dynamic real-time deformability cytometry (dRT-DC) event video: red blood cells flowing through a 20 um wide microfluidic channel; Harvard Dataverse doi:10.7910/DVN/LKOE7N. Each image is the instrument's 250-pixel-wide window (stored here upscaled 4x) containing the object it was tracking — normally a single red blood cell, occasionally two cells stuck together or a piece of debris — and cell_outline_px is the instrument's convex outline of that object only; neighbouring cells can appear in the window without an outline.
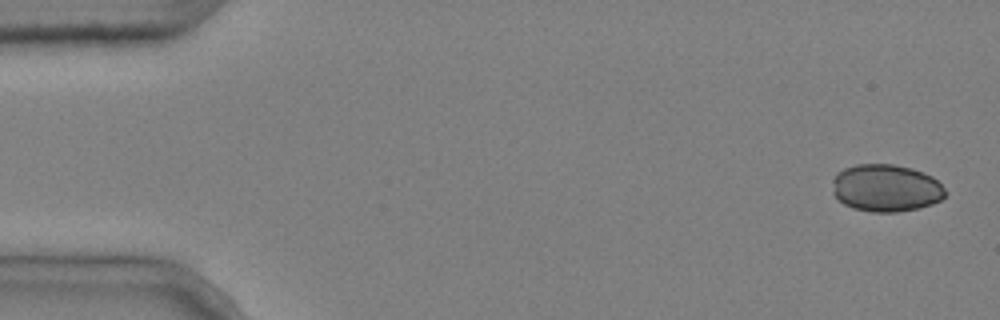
{"species": "common noctule bat (a hibernating species)", "species_latin": "Nyctalus noctula", "temperature_condition": "cold", "stored_images_in_passage": 5, "camera_frame_rate_fps": 3000, "um_per_image_px": 0.085, "animal": {"sex": "male", "body_mass_g": 20.4}, "frame": {"image": 1, "passage_image": 1, "time_ms": 0.0, "image_size_px": [1000, 320], "cell_outline_px": [[948, 192], [940, 200], [932, 204], [920, 208], [896, 212], [872, 212], [852, 208], [844, 204], [832, 192], [832, 180], [836, 172], [844, 168], [856, 164], [892, 164], [912, 168], [924, 172], [932, 176]], "centroid_in_image_um": [75.3, 15.98], "position_along_channel_um": 9.7, "area_um2": 31.44}}
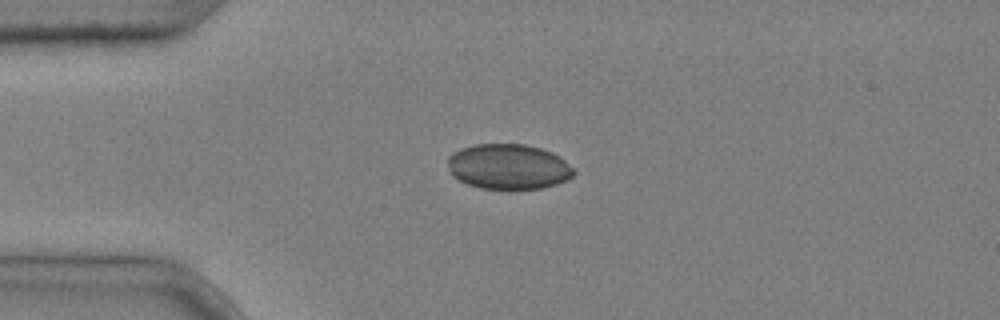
{"frame": {"image": 2, "passage_image": 4, "time_ms": 1.0, "image_size_px": [1000, 320], "cell_outline_px": [[576, 172], [568, 180], [556, 184], [540, 188], [480, 188], [468, 184], [452, 176], [448, 172], [448, 156], [452, 152], [460, 148], [472, 144], [524, 144], [540, 148], [552, 152], [560, 156]], "centroid_in_image_um": [43.19, 14.15], "position_along_channel_um": 41.8, "area_um2": 33.29}}